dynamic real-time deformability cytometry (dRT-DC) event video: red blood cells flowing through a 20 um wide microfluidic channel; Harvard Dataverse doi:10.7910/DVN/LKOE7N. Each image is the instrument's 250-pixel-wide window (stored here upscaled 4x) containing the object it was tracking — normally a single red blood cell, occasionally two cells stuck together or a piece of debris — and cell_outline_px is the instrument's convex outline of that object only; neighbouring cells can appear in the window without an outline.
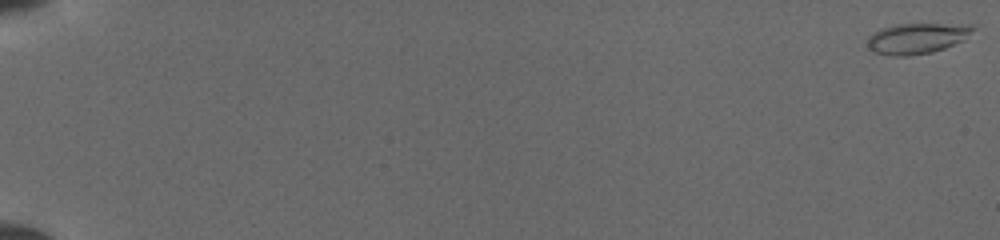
{"species": "common noctule bat (a hibernating species)", "species_latin": "Nyctalus noctula", "temperature_condition": "cold", "stored_images_in_passage": 8, "camera_frame_rate_fps": 3000, "um_per_image_px": 0.085, "animal": {"sex": "female", "body_mass_g": 19.5, "forearm_length_mm": 54.1}, "frame": {"image": 1, "passage_image": 1, "time_ms": 0.0, "image_size_px": [1000, 240], "cell_outline_px": [[976, 28], [964, 40], [944, 48], [932, 52], [908, 56], [892, 56], [872, 52], [868, 48], [868, 36], [880, 28], [900, 24], [972, 24]], "centroid_in_image_um": [77.94, 3.26], "position_along_channel_um": 7.1, "area_um2": 18.96}}